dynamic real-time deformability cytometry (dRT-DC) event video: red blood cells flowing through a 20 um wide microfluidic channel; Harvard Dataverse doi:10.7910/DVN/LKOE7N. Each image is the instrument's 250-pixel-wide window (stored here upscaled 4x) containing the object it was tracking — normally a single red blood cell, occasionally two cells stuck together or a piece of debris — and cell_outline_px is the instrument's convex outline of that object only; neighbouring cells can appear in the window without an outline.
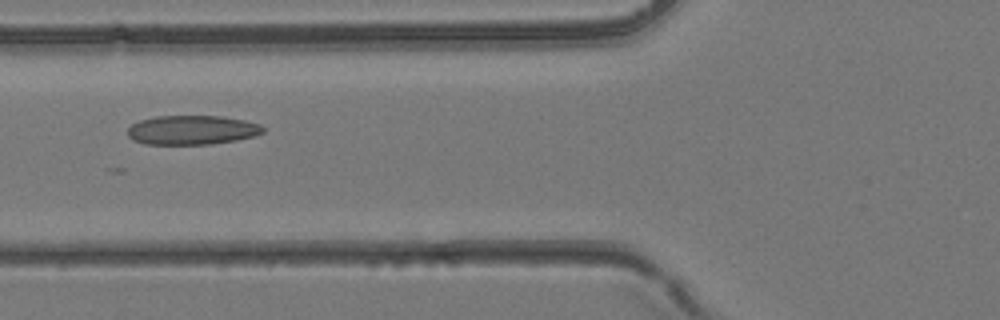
{"species": "common noctule bat (a hibernating species)", "species_latin": "Nyctalus noctula", "temperature_condition": "room temperature", "stored_images_in_passage": 43, "camera_frame_rate_fps": 3000, "um_per_image_px": 0.085, "animal": {"sex": "female", "body_mass_g": 24.6, "forearm_length_mm": 56.2}, "frame": {"image": 1, "passage_image": 17, "time_ms": 5.333, "image_size_px": [1000, 320], "cell_outline_px": [[264, 132], [256, 136], [236, 140], [212, 144], [144, 144], [132, 140], [128, 136], [128, 128], [132, 124], [140, 120], [156, 116], [220, 116], [244, 120], [260, 124], [264, 128]], "centroid_in_image_um": [16.33, 11.05], "position_along_channel_um": 109.5, "area_um2": 23.18}}
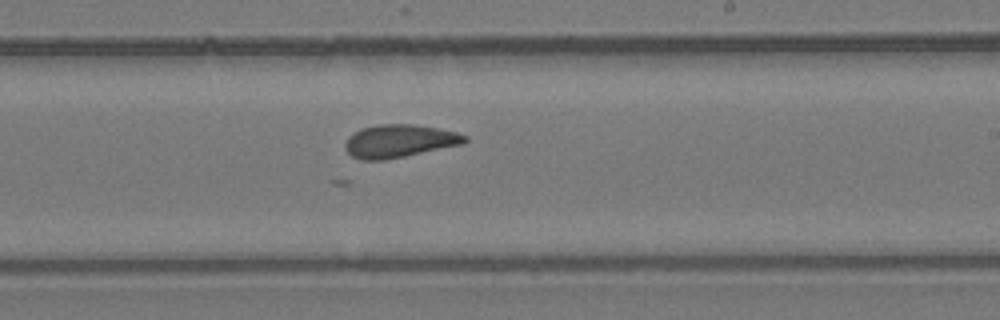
{"frame": {"image": 2, "passage_image": 26, "time_ms": 8.333, "image_size_px": [1000, 320], "cell_outline_px": [[468, 140], [464, 144], [384, 160], [360, 160], [352, 156], [344, 148], [344, 144], [348, 136], [360, 128], [380, 124], [416, 124], [456, 132], [468, 136]], "centroid_in_image_um": [33.93, 11.98], "position_along_channel_um": 255.1, "area_um2": 23.06}}
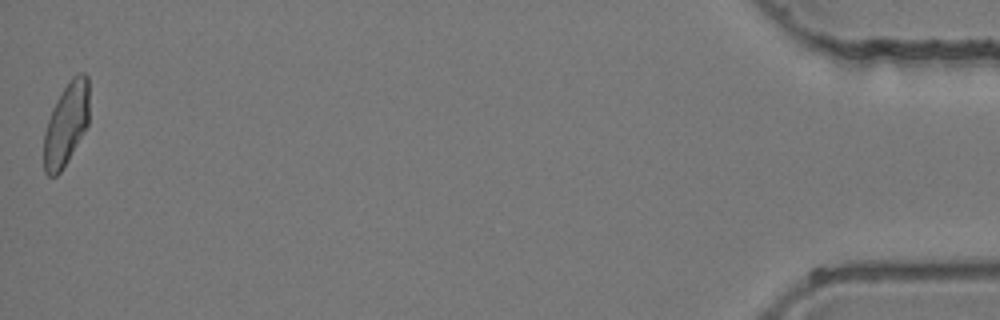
{"frame": {"image": 3, "passage_image": 43, "time_ms": 14.0, "image_size_px": [1000, 320], "cell_outline_px": [[88, 124], [68, 160], [60, 172], [56, 176], [48, 176], [44, 172], [44, 132], [52, 108], [56, 100], [72, 76], [76, 72], [84, 72], [88, 76]], "centroid_in_image_um": [5.62, 10.53], "position_along_channel_um": 429.6, "area_um2": 21.79}}